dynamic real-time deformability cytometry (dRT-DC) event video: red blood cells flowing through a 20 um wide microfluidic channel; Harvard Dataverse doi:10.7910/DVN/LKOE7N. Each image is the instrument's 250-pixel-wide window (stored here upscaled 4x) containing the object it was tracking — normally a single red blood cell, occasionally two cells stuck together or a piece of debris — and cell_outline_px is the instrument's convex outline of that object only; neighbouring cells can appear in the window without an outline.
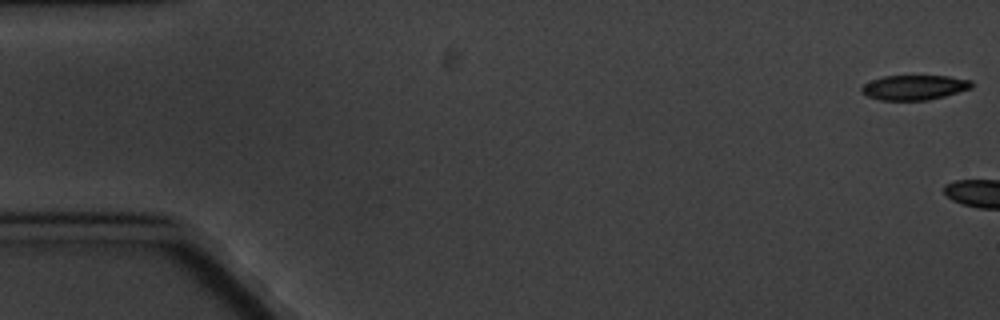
{"species": "common noctule bat (a hibernating species)", "species_latin": "Nyctalus noctula", "temperature_condition": "cold", "stored_images_in_passage": 7, "camera_frame_rate_fps": 3000, "um_per_image_px": 0.085, "animal": {"sex": "male", "body_mass_g": 20.1, "forearm_length_mm": 53.5}, "frame": {"image": 1, "passage_image": 1, "time_ms": 0.0, "image_size_px": [1000, 320], "cell_outline_px": [[972, 88], [944, 96], [928, 100], [880, 100], [868, 96], [860, 88], [864, 84], [872, 80], [884, 76], [948, 76], [972, 80]], "centroid_in_image_um": [77.74, 7.43], "position_along_channel_um": 7.3, "area_um2": 15.78}}